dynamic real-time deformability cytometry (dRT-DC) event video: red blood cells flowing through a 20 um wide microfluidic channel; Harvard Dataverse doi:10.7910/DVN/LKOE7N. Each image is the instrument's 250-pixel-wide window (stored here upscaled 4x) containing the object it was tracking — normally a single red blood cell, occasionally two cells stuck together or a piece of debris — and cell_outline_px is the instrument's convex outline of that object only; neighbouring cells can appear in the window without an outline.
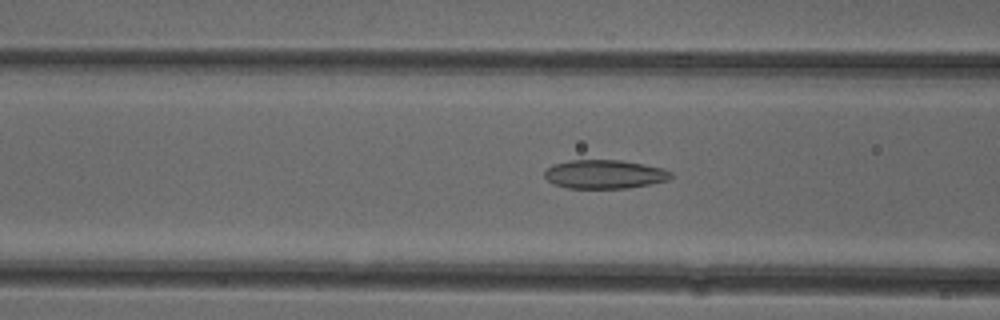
{"species": "common noctule bat (a hibernating species)", "species_latin": "Nyctalus noctula", "temperature_condition": "cold", "stored_images_in_passage": 38, "camera_frame_rate_fps": 3000, "um_per_image_px": 0.085, "animal": {"sex": "female"}, "frame": {"image": 1, "passage_image": 6, "time_ms": 1.667, "image_size_px": [1000, 320], "cell_outline_px": [[672, 176], [668, 180], [628, 188], [568, 188], [552, 184], [544, 176], [544, 172], [552, 164], [568, 160], [620, 160], [664, 168], [672, 172]], "centroid_in_image_um": [51.36, 14.81], "position_along_channel_um": 115.2, "area_um2": 21.21}}
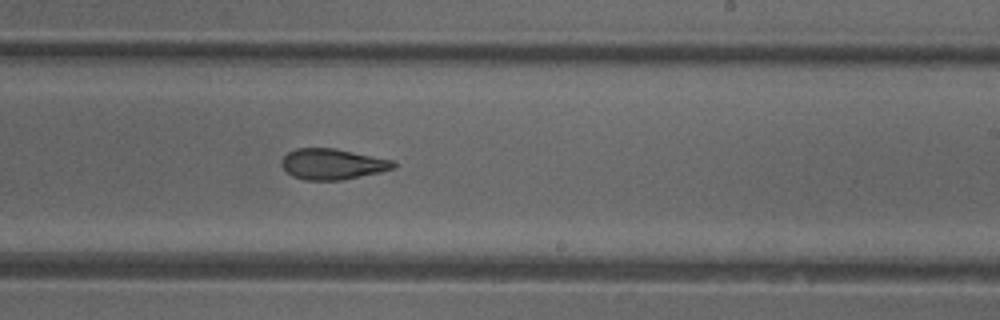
{"frame": {"image": 2, "passage_image": 17, "time_ms": 5.333, "image_size_px": [1000, 320], "cell_outline_px": [[396, 168], [380, 172], [340, 180], [304, 180], [292, 176], [280, 164], [280, 160], [288, 152], [296, 148], [336, 148], [392, 160], [396, 164]], "centroid_in_image_um": [28.24, 13.94], "position_along_channel_um": 260.8, "area_um2": 20.06}}
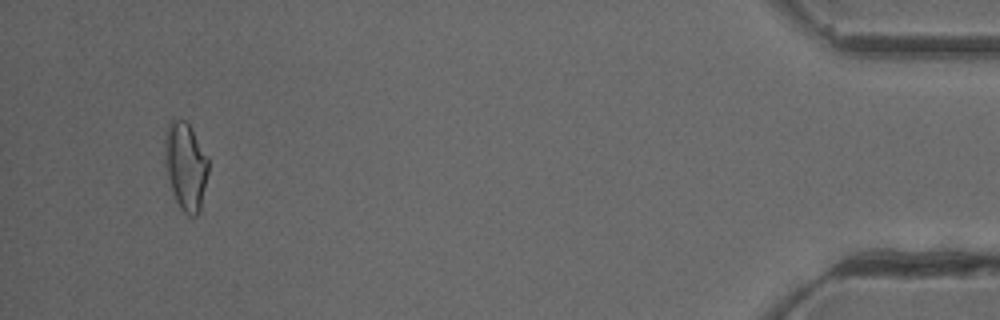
{"frame": {"image": 3, "passage_image": 35, "time_ms": 11.333, "image_size_px": [1000, 320], "cell_outline_px": [[208, 172], [200, 212], [196, 216], [188, 216], [180, 208], [172, 192], [164, 164], [164, 132], [168, 120], [184, 120], [188, 124], [208, 156]], "centroid_in_image_um": [15.75, 14.12], "position_along_channel_um": 419.4, "area_um2": 22.6}, "authors_computed_cell_mechanics": {"area_um2": 20.808, "velocity_mm_per_s": 3.9647, "shape_relaxation_time_tau1_ms": 5.0465, "shape_relaxation_time_tau2_ms": 3.0184, "deformation_change_tau1": 0.1214, "deformation_change_tau2": 0.1065}}